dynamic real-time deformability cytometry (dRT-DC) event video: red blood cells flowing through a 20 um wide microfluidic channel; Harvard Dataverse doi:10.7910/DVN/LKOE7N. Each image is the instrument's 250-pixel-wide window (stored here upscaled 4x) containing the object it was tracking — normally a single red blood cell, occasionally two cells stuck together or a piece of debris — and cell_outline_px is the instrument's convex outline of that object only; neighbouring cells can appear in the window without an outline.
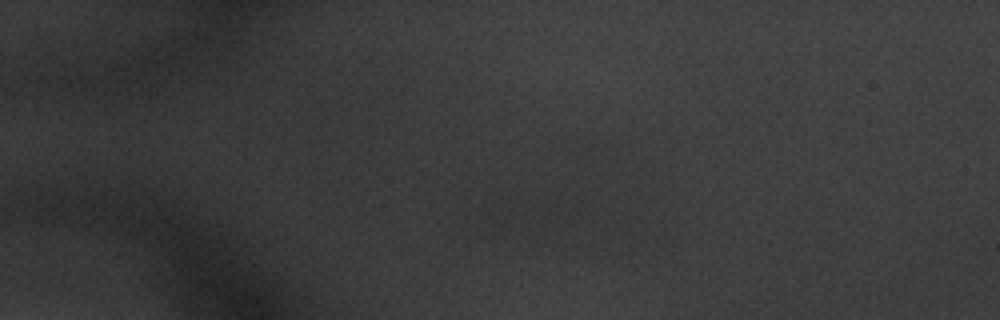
{"species": "common noctule bat (a hibernating species)", "species_latin": "Nyctalus noctula", "temperature_condition": "warm", "stored_images_in_passage": 4, "camera_frame_rate_fps": 3000, "um_per_image_px": 0.085, "animal": {"sex": "male", "body_mass_g": 20.1, "forearm_length_mm": 53.5}, "frame": {"image": 1, "passage_image": 3, "time_ms": 0.667, "image_size_px": [1000, 320], "cell_outline_px": [[548, 208], [532, 228], [488, 236], [488, 208], [544, 200]], "centroid_in_image_um": [43.76, 18.45], "position_along_channel_um": 41.2, "area_um2": 10.52}}